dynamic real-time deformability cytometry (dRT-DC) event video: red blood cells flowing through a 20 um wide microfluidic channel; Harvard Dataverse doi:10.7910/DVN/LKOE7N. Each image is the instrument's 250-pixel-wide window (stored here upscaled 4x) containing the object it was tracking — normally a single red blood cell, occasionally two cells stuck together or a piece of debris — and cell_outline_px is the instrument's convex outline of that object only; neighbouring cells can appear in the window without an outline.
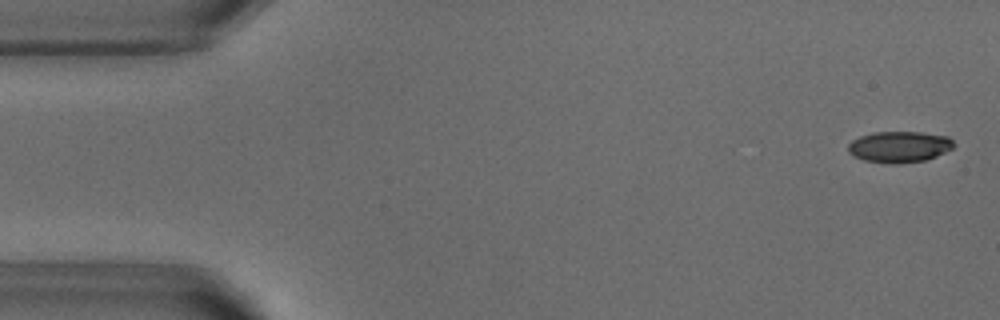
{"species": "common noctule bat (a hibernating species)", "species_latin": "Nyctalus noctula", "temperature_condition": "warm", "stored_images_in_passage": 52, "camera_frame_rate_fps": 3000, "um_per_image_px": 0.085, "animal": {"sex": "male", "body_mass_g": 18.8}, "frame": {"image": 1, "passage_image": 2, "time_ms": 0.333, "image_size_px": [1000, 320], "cell_outline_px": [[956, 144], [952, 148], [936, 156], [924, 160], [896, 164], [864, 160], [848, 152], [848, 144], [852, 140], [860, 136], [872, 132], [920, 132], [948, 136]], "centroid_in_image_um": [76.44, 12.46], "position_along_channel_um": 8.6, "area_um2": 19.07}}
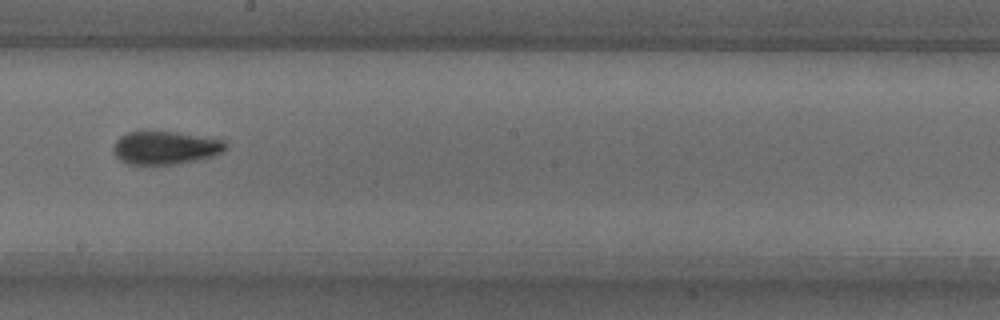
{"frame": {"image": 2, "passage_image": 29, "time_ms": 9.333, "image_size_px": [1000, 320], "cell_outline_px": [[228, 144], [220, 152], [212, 156], [196, 160], [172, 164], [128, 164], [120, 160], [112, 152], [112, 148], [116, 140], [120, 136], [128, 132], [140, 128], [152, 128], [220, 136]], "centroid_in_image_um": [14.07, 12.46], "position_along_channel_um": 234.1, "area_um2": 23.12}}
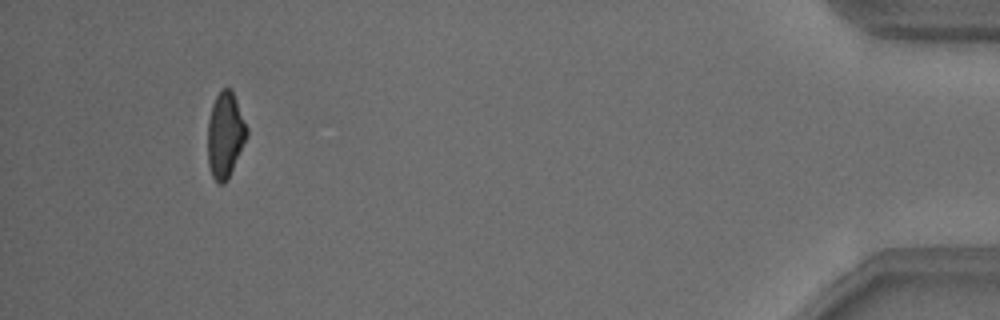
{"frame": {"image": 3, "passage_image": 49, "time_ms": 16.0, "image_size_px": [1000, 320], "cell_outline_px": [[248, 136], [228, 180], [224, 184], [220, 184], [212, 176], [208, 164], [208, 120], [212, 104], [216, 96], [224, 88], [232, 88], [248, 128]], "centroid_in_image_um": [19.16, 11.48], "position_along_channel_um": 416.0, "area_um2": 19.71}, "authors_computed_cell_mechanics": {"area_um2": 20.6635, "velocity_mm_per_s": 3.8356, "shape_relaxation_time_tau1_ms": 3.8842, "shape_relaxation_time_tau2_ms": 2.5631, "deformation_change_tau1": 0.142, "deformation_change_tau2": 0.0832}}